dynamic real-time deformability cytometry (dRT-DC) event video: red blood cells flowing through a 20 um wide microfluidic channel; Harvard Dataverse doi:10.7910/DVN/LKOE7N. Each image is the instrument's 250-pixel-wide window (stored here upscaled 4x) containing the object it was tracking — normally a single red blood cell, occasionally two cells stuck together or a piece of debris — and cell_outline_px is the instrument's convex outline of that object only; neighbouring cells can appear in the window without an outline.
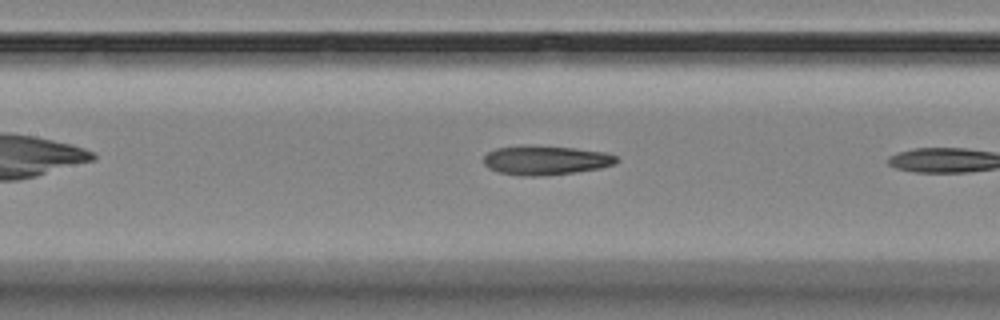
{"species": "Egyptian fruit bat (a non-hibernating species)", "species_latin": "Rousettus aegyptiacus", "temperature_condition": "room temperature", "stored_images_in_passage": 7, "camera_frame_rate_fps": 3000, "um_per_image_px": 0.085, "animal": {"sex": "female"}, "frame": {"image": 1, "passage_image": 6, "time_ms": 7.667, "image_size_px": [1000, 320], "cell_outline_px": [[620, 160], [616, 164], [600, 168], [576, 172], [540, 176], [520, 176], [500, 172], [488, 168], [484, 164], [484, 156], [488, 152], [496, 148], [524, 144], [576, 148], [604, 152], [616, 156]], "centroid_in_image_um": [46.38, 13.61], "position_along_channel_um": 161.0, "area_um2": 22.95}}